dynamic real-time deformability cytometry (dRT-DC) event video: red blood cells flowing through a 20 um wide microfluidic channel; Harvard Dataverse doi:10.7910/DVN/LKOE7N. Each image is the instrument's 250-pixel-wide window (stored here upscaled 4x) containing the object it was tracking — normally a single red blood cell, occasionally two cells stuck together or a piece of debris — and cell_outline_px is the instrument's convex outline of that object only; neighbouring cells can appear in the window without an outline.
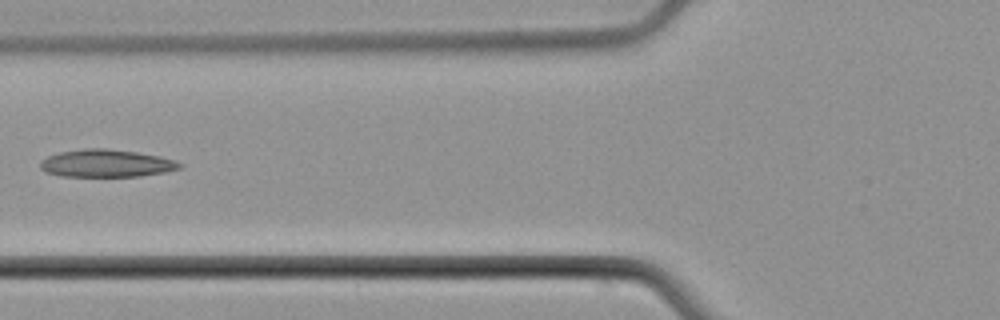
{"species": "common noctule bat (a hibernating species)", "species_latin": "Nyctalus noctula", "temperature_condition": "cold", "stored_images_in_passage": 5, "camera_frame_rate_fps": 3000, "um_per_image_px": 0.085, "animal": {"sex": "male", "body_mass_g": 21.5, "forearm_length_mm": 52.0}, "frame": {"image": 1, "passage_image": 4, "time_ms": 4.667, "image_size_px": [1000, 320], "cell_outline_px": [[184, 164], [180, 168], [164, 172], [140, 176], [60, 176], [44, 172], [40, 168], [40, 160], [48, 156], [60, 152], [84, 148], [108, 148], [136, 152], [160, 156]], "centroid_in_image_um": [9.0, 13.88], "position_along_channel_um": 116.8, "area_um2": 22.43}}
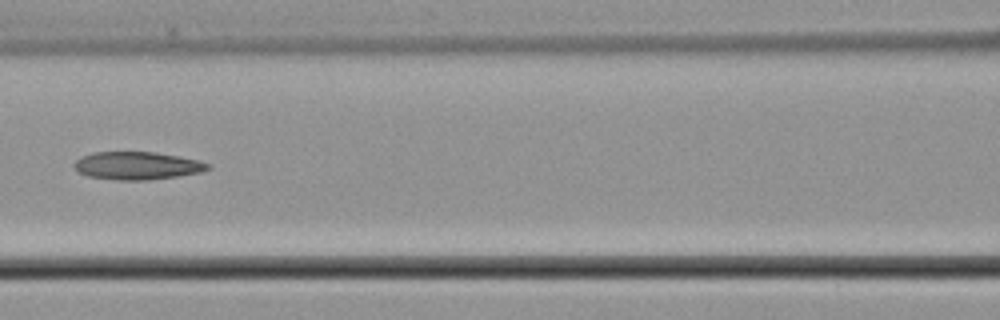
{"frame": {"image": 2, "passage_image": 5, "time_ms": 5.667, "image_size_px": [1000, 320], "cell_outline_px": [[212, 168], [200, 172], [176, 176], [148, 180], [116, 180], [88, 176], [80, 172], [72, 164], [80, 156], [92, 152], [156, 152], [196, 160], [212, 164]], "centroid_in_image_um": [11.64, 14.08], "position_along_channel_um": 155.0, "area_um2": 21.62}}